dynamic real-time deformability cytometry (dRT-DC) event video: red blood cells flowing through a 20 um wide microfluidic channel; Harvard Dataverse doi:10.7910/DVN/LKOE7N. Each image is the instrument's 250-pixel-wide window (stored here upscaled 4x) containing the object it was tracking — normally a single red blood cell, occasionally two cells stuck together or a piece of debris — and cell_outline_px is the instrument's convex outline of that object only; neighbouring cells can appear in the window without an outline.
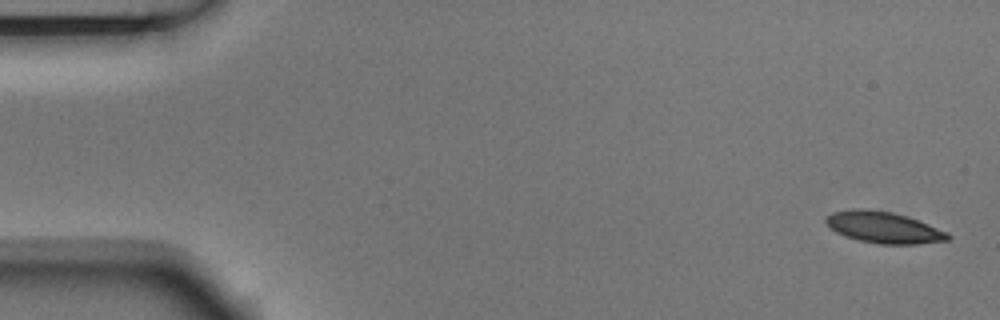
{"species": "Egyptian fruit bat (a non-hibernating species)", "species_latin": "Rousettus aegyptiacus", "temperature_condition": "room temperature", "stored_images_in_passage": 5, "camera_frame_rate_fps": 3000, "um_per_image_px": 0.085, "animal": {"sex": "male"}, "frame": {"image": 1, "passage_image": 1, "time_ms": 0.0, "image_size_px": [1000, 320], "cell_outline_px": [[952, 236], [948, 240], [916, 244], [880, 244], [860, 240], [844, 236], [836, 232], [824, 220], [832, 212], [852, 208], [864, 208], [892, 212], [928, 224], [948, 232]], "centroid_in_image_um": [75.11, 19.33], "position_along_channel_um": 9.9, "area_um2": 22.14}}
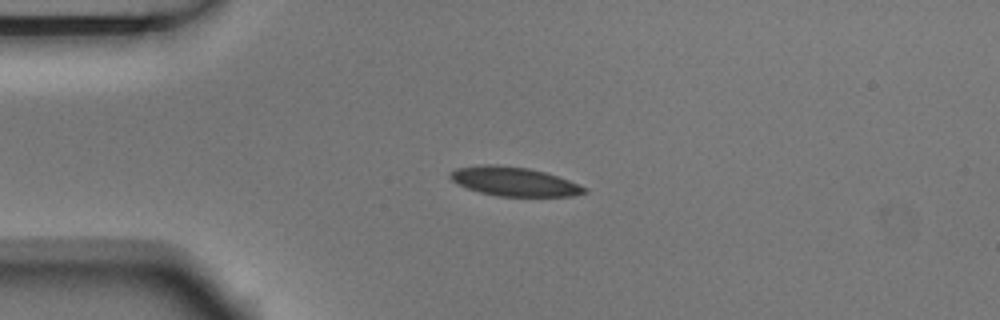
{"frame": {"image": 2, "passage_image": 4, "time_ms": 1.0, "image_size_px": [1000, 320], "cell_outline_px": [[588, 192], [572, 196], [496, 196], [480, 192], [468, 188], [452, 180], [448, 176], [448, 172], [456, 168], [484, 164], [496, 164], [528, 168], [544, 172], [568, 180], [588, 188]], "centroid_in_image_um": [43.68, 15.42], "position_along_channel_um": 41.3, "area_um2": 22.6}}